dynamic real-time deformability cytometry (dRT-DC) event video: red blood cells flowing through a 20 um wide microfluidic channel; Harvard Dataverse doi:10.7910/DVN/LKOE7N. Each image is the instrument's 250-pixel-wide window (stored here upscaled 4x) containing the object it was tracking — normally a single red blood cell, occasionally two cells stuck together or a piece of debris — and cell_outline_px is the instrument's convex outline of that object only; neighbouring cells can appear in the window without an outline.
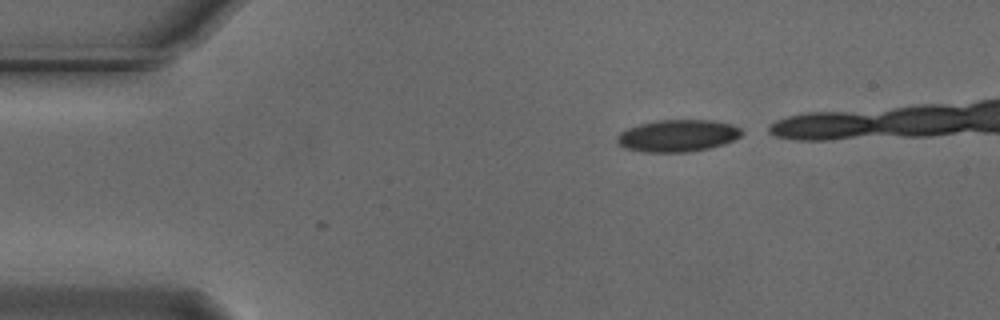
{"species": "Egyptian fruit bat (a non-hibernating species)", "species_latin": "Rousettus aegyptiacus", "temperature_condition": "cold", "stored_images_in_passage": 2, "camera_frame_rate_fps": 3000, "um_per_image_px": 0.085, "animal": {"sex": "male"}, "frame": {"image": 1, "passage_image": 2, "time_ms": 0.333, "image_size_px": [1000, 320], "cell_outline_px": [[744, 132], [740, 136], [724, 144], [708, 148], [688, 152], [644, 152], [624, 148], [616, 144], [616, 136], [620, 132], [628, 128], [640, 124], [656, 120], [716, 120], [732, 124], [740, 128]], "centroid_in_image_um": [57.58, 11.53], "position_along_channel_um": 27.4, "area_um2": 23.47}}